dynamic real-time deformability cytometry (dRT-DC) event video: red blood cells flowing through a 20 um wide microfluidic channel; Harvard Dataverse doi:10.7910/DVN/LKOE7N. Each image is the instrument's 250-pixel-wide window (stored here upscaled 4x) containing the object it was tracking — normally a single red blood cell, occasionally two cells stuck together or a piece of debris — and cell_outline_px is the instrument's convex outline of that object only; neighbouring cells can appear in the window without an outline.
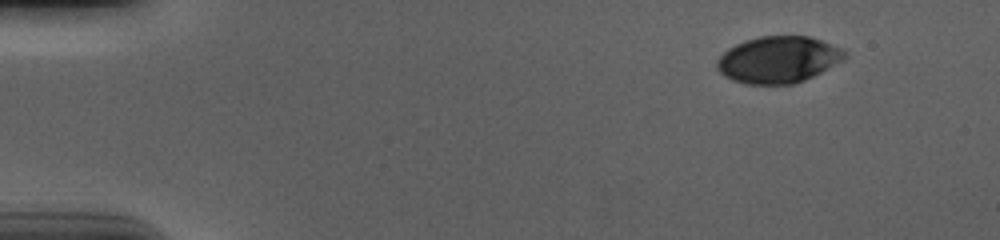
{"species": "human", "species_latin": "Homo sapiens", "temperature_condition": "cold", "stored_images_in_passage": 51, "camera_frame_rate_fps": 3000, "um_per_image_px": 0.085, "donor": {"sex": "male"}, "frame": {"image": 1, "passage_image": 1, "time_ms": 0.0, "image_size_px": [1000, 240], "cell_outline_px": [[848, 56], [820, 72], [804, 80], [792, 84], [748, 84], [732, 80], [724, 76], [716, 68], [716, 60], [728, 48], [744, 40], [760, 36], [808, 36], [832, 44], [840, 48]], "centroid_in_image_um": [66.1, 5.06], "position_along_channel_um": 18.9, "area_um2": 34.45}}
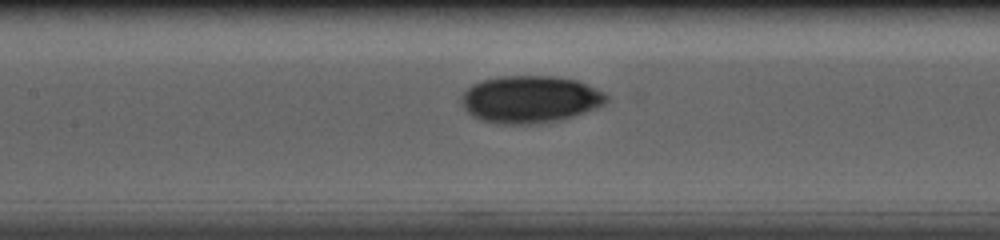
{"frame": {"image": 2, "passage_image": 22, "time_ms": 7.0, "image_size_px": [1000, 240], "cell_outline_px": [[612, 96], [604, 104], [596, 108], [572, 116], [556, 120], [532, 124], [500, 124], [480, 120], [472, 116], [464, 108], [460, 100], [460, 96], [472, 84], [484, 80], [500, 76], [556, 76], [576, 80], [596, 88]], "centroid_in_image_um": [45.06, 8.43], "position_along_channel_um": 162.3, "area_um2": 40.0}}
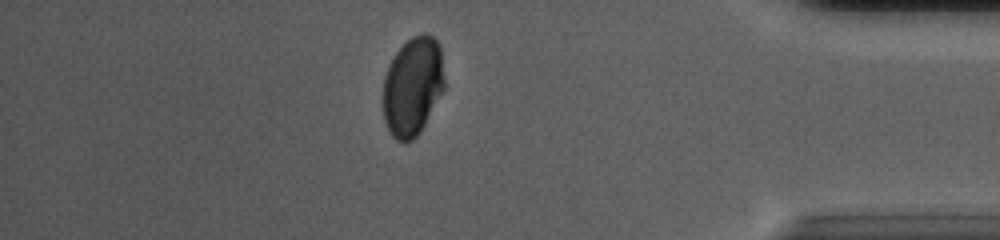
{"frame": {"image": 3, "passage_image": 44, "time_ms": 14.333, "image_size_px": [1000, 240], "cell_outline_px": [[444, 88], [420, 132], [408, 144], [404, 144], [396, 140], [392, 136], [384, 120], [384, 76], [388, 64], [396, 52], [412, 36], [424, 32], [428, 32], [440, 44], [444, 80]], "centroid_in_image_um": [35.07, 7.34], "position_along_channel_um": 400.1, "area_um2": 35.37}, "authors_computed_cell_mechanics": {"area_um2": 38.0324, "velocity_mm_per_s": 3.6878, "shape_relaxation_time_tau1_ms": 4.3754, "shape_relaxation_time_tau2_ms": 2.2842, "deformation_change_tau1": 0.1185, "deformation_change_tau2": 0.0378}}